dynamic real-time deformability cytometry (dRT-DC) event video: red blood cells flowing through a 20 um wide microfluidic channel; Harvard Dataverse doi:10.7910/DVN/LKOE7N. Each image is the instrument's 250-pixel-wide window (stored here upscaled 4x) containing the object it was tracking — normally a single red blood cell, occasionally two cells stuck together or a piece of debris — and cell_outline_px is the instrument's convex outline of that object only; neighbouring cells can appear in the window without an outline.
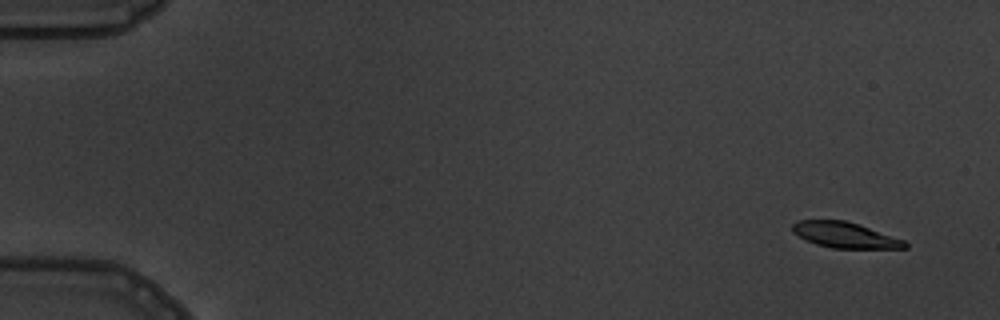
{"species": "common noctule bat (a hibernating species)", "species_latin": "Nyctalus noctula", "temperature_condition": "warm", "stored_images_in_passage": 5, "camera_frame_rate_fps": 3000, "um_per_image_px": 0.085, "animal": {"sex": "male", "body_mass_g": 19.5, "forearm_length_mm": 54.6}, "frame": {"image": 1, "passage_image": 1, "time_ms": 0.0, "image_size_px": [1000, 320], "cell_outline_px": [[908, 248], [832, 248], [816, 244], [804, 240], [792, 232], [792, 224], [796, 220], [844, 220], [860, 224], [904, 240], [908, 244]], "centroid_in_image_um": [71.79, 19.97], "position_along_channel_um": 13.2, "area_um2": 16.94}}
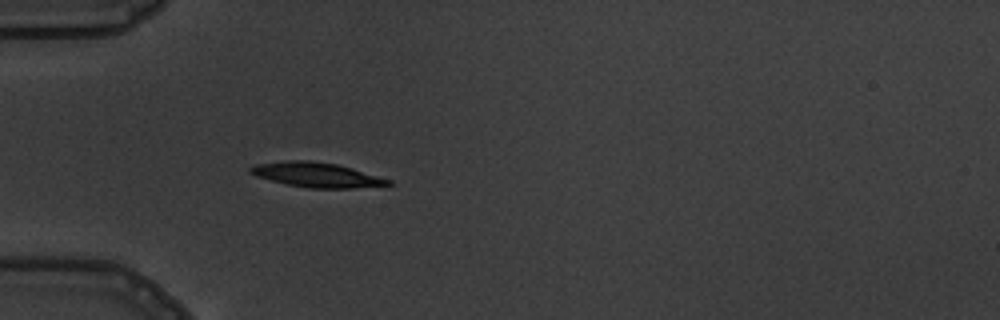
{"frame": {"image": 2, "passage_image": 5, "time_ms": 4.667, "image_size_px": [1000, 320], "cell_outline_px": [[392, 184], [352, 188], [308, 188], [288, 184], [272, 180], [248, 172], [248, 168], [256, 164], [288, 160], [308, 160], [336, 164], [352, 168], [392, 180]], "centroid_in_image_um": [26.92, 14.85], "position_along_channel_um": 58.1, "area_um2": 19.54}}